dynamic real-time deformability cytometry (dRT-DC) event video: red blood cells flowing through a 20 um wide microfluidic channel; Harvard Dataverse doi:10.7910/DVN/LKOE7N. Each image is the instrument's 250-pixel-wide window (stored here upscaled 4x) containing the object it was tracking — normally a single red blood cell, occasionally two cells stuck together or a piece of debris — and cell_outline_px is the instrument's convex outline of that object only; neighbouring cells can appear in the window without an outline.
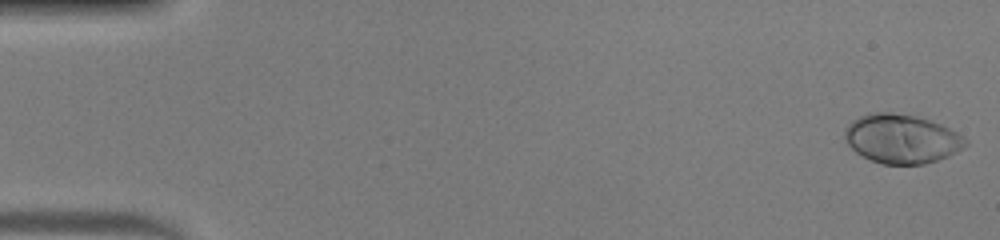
{"species": "human", "species_latin": "Homo sapiens", "temperature_condition": "warm", "stored_images_in_passage": 48, "camera_frame_rate_fps": 3000, "um_per_image_px": 0.085, "donor": {"sex": "male"}, "frame": {"image": 1, "passage_image": 1, "time_ms": 0.0, "image_size_px": [1000, 240], "cell_outline_px": [[968, 144], [956, 152], [948, 156], [924, 164], [884, 164], [872, 160], [856, 152], [844, 140], [844, 128], [852, 120], [860, 116], [872, 112], [888, 112], [916, 116], [940, 124], [956, 132], [968, 140]], "centroid_in_image_um": [76.62, 11.79], "position_along_channel_um": 8.4, "area_um2": 34.33}}
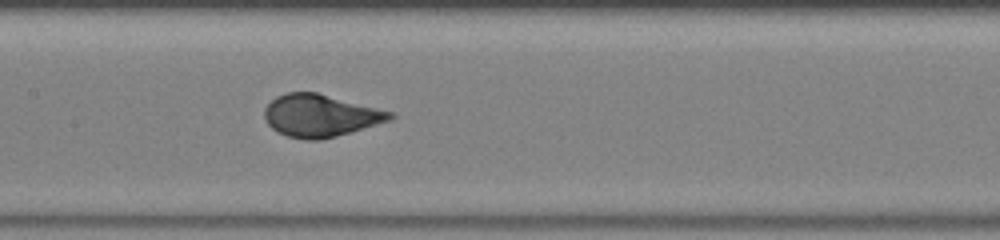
{"frame": {"image": 2, "passage_image": 24, "time_ms": 7.667, "image_size_px": [1000, 240], "cell_outline_px": [[396, 116], [392, 120], [336, 136], [320, 140], [304, 140], [288, 136], [276, 132], [268, 124], [264, 116], [264, 108], [276, 96], [288, 92], [316, 92], [396, 112]], "centroid_in_image_um": [27.26, 9.82], "position_along_channel_um": 180.1, "area_um2": 31.21}}
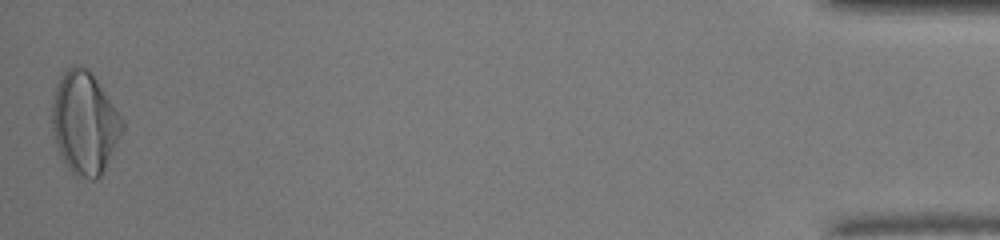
{"frame": {"image": 3, "passage_image": 48, "time_ms": 15.667, "image_size_px": [1000, 240], "cell_outline_px": [[124, 128], [100, 176], [96, 180], [92, 180], [72, 172], [68, 168], [60, 156], [56, 144], [52, 128], [52, 104], [56, 84], [64, 72], [72, 64], [80, 64], [88, 68], [92, 72], [124, 120]], "centroid_in_image_um": [7.18, 10.4], "position_along_channel_um": 428.0, "area_um2": 41.79}, "authors_computed_cell_mechanics": {"area_um2": 31.9634, "velocity_mm_per_s": 4.253, "shape_relaxation_time_tau1_ms": 2.9512, "shape_relaxation_time_tau2_ms": null, "deformation_change_tau1": 0.1939, "deformation_change_tau2": null}}